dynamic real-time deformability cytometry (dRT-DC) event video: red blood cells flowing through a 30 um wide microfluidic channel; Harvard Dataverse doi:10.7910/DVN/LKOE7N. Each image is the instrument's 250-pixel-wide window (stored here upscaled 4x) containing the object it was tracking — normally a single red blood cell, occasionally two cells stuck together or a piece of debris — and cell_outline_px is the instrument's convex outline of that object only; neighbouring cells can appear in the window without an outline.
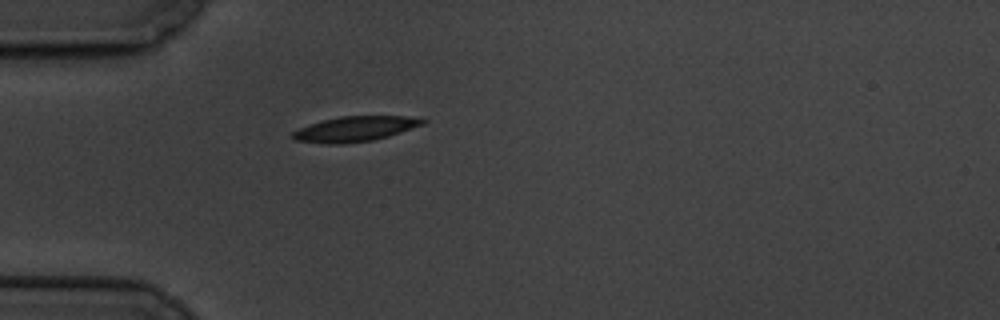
{"species": "common noctule bat (a hibernating species)", "species_latin": "Nyctalus noctula", "temperature_condition": "cold", "stored_images_in_passage": 1, "camera_frame_rate_fps": 3000, "um_per_image_px": 0.085, "animal": {"sex": "male", "body_mass_g": 19.5, "forearm_length_mm": 54.6}, "frame": {"image": 1, "passage_image": 1, "time_ms": 0.0, "image_size_px": [1000, 320], "cell_outline_px": [[428, 120], [424, 124], [388, 136], [372, 140], [344, 144], [328, 144], [296, 140], [292, 136], [292, 132], [308, 124], [340, 116], [404, 116]], "centroid_in_image_um": [30.17, 10.96], "position_along_channel_um": 54.8, "area_um2": 18.84}}